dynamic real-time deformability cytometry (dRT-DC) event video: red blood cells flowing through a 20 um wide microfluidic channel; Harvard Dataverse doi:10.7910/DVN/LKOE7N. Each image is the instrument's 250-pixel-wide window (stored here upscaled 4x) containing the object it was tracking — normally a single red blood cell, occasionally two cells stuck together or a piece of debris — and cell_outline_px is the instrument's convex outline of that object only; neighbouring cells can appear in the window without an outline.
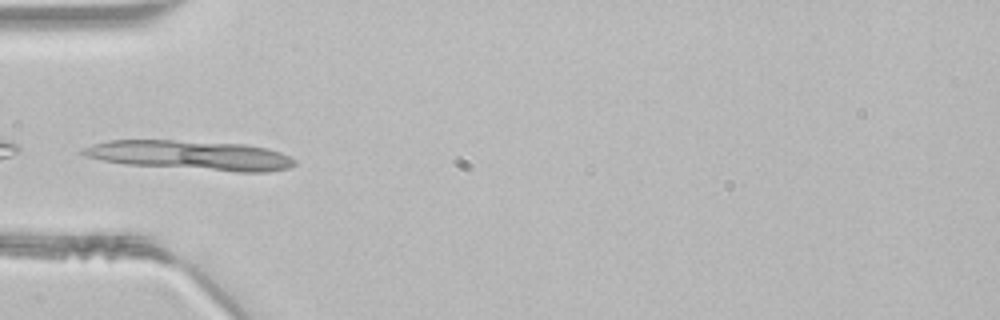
{"species": "common noctule bat (a hibernating species)", "species_latin": "Nyctalus noctula", "temperature_condition": "room temperature", "stored_images_in_passage": 29, "camera_frame_rate_fps": 3000, "um_per_image_px": 0.085, "animal": {"sex": "male", "body_mass_g": 21.5, "forearm_length_mm": 52.0}, "frame": {"image": 1, "passage_image": 1, "time_ms": 0.0, "image_size_px": [1000, 320], "cell_outline_px": [[296, 164], [288, 168], [268, 172], [236, 172], [128, 164], [104, 160], [84, 156], [80, 152], [84, 148], [92, 144], [108, 140], [172, 140], [244, 144], [268, 148], [280, 152], [296, 160]], "centroid_in_image_um": [16.22, 13.2], "position_along_channel_um": 68.8, "area_um2": 36.24}}